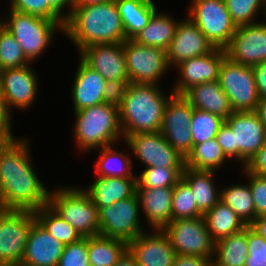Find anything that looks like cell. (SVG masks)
<instances>
[{
  "mask_svg": "<svg viewBox=\"0 0 266 266\" xmlns=\"http://www.w3.org/2000/svg\"><path fill=\"white\" fill-rule=\"evenodd\" d=\"M21 138L0 154V209L34 212L48 205L50 190L32 167L29 140Z\"/></svg>",
  "mask_w": 266,
  "mask_h": 266,
  "instance_id": "6da1fadb",
  "label": "cell"
},
{
  "mask_svg": "<svg viewBox=\"0 0 266 266\" xmlns=\"http://www.w3.org/2000/svg\"><path fill=\"white\" fill-rule=\"evenodd\" d=\"M63 34L71 39L79 52L89 45L123 43L127 40L115 0L94 5H74L65 20Z\"/></svg>",
  "mask_w": 266,
  "mask_h": 266,
  "instance_id": "7a4b0ae2",
  "label": "cell"
},
{
  "mask_svg": "<svg viewBox=\"0 0 266 266\" xmlns=\"http://www.w3.org/2000/svg\"><path fill=\"white\" fill-rule=\"evenodd\" d=\"M173 91L165 96L155 84L129 83L119 106V120L124 139L138 133L160 132L163 115Z\"/></svg>",
  "mask_w": 266,
  "mask_h": 266,
  "instance_id": "3957f363",
  "label": "cell"
},
{
  "mask_svg": "<svg viewBox=\"0 0 266 266\" xmlns=\"http://www.w3.org/2000/svg\"><path fill=\"white\" fill-rule=\"evenodd\" d=\"M76 122L74 138L80 151L89 152L102 147L118 144L124 139L120 120L119 107L102 103L74 112Z\"/></svg>",
  "mask_w": 266,
  "mask_h": 266,
  "instance_id": "277c9868",
  "label": "cell"
},
{
  "mask_svg": "<svg viewBox=\"0 0 266 266\" xmlns=\"http://www.w3.org/2000/svg\"><path fill=\"white\" fill-rule=\"evenodd\" d=\"M48 205L82 237L99 235V210L81 187H60L50 191Z\"/></svg>",
  "mask_w": 266,
  "mask_h": 266,
  "instance_id": "5b68a950",
  "label": "cell"
},
{
  "mask_svg": "<svg viewBox=\"0 0 266 266\" xmlns=\"http://www.w3.org/2000/svg\"><path fill=\"white\" fill-rule=\"evenodd\" d=\"M9 10V16L4 18L2 25L15 37L30 63L46 51L57 30L63 32L54 20Z\"/></svg>",
  "mask_w": 266,
  "mask_h": 266,
  "instance_id": "8992f818",
  "label": "cell"
},
{
  "mask_svg": "<svg viewBox=\"0 0 266 266\" xmlns=\"http://www.w3.org/2000/svg\"><path fill=\"white\" fill-rule=\"evenodd\" d=\"M218 81L234 112L256 110L260 97L252 66L225 57L219 68Z\"/></svg>",
  "mask_w": 266,
  "mask_h": 266,
  "instance_id": "52a82bcc",
  "label": "cell"
},
{
  "mask_svg": "<svg viewBox=\"0 0 266 266\" xmlns=\"http://www.w3.org/2000/svg\"><path fill=\"white\" fill-rule=\"evenodd\" d=\"M188 16L215 48L224 49L237 29L224 0H192Z\"/></svg>",
  "mask_w": 266,
  "mask_h": 266,
  "instance_id": "ba28073f",
  "label": "cell"
},
{
  "mask_svg": "<svg viewBox=\"0 0 266 266\" xmlns=\"http://www.w3.org/2000/svg\"><path fill=\"white\" fill-rule=\"evenodd\" d=\"M35 221L33 211L0 209V266H20Z\"/></svg>",
  "mask_w": 266,
  "mask_h": 266,
  "instance_id": "9c48e42d",
  "label": "cell"
},
{
  "mask_svg": "<svg viewBox=\"0 0 266 266\" xmlns=\"http://www.w3.org/2000/svg\"><path fill=\"white\" fill-rule=\"evenodd\" d=\"M162 230L177 255L214 258L215 242L210 237L204 216L172 220Z\"/></svg>",
  "mask_w": 266,
  "mask_h": 266,
  "instance_id": "30bf717a",
  "label": "cell"
},
{
  "mask_svg": "<svg viewBox=\"0 0 266 266\" xmlns=\"http://www.w3.org/2000/svg\"><path fill=\"white\" fill-rule=\"evenodd\" d=\"M123 51L129 74V83L159 85L170 66L165 50L144 46L132 39L123 42Z\"/></svg>",
  "mask_w": 266,
  "mask_h": 266,
  "instance_id": "8fae6325",
  "label": "cell"
},
{
  "mask_svg": "<svg viewBox=\"0 0 266 266\" xmlns=\"http://www.w3.org/2000/svg\"><path fill=\"white\" fill-rule=\"evenodd\" d=\"M140 202L137 193L132 197L99 209L100 232L103 237L129 242L144 232L140 226Z\"/></svg>",
  "mask_w": 266,
  "mask_h": 266,
  "instance_id": "7c38bea8",
  "label": "cell"
},
{
  "mask_svg": "<svg viewBox=\"0 0 266 266\" xmlns=\"http://www.w3.org/2000/svg\"><path fill=\"white\" fill-rule=\"evenodd\" d=\"M225 123L233 131V158L244 167L266 142V130L255 111L233 112Z\"/></svg>",
  "mask_w": 266,
  "mask_h": 266,
  "instance_id": "4fadbf2b",
  "label": "cell"
},
{
  "mask_svg": "<svg viewBox=\"0 0 266 266\" xmlns=\"http://www.w3.org/2000/svg\"><path fill=\"white\" fill-rule=\"evenodd\" d=\"M193 107L180 94H173L166 105L160 133L166 141L184 158L193 147L190 125Z\"/></svg>",
  "mask_w": 266,
  "mask_h": 266,
  "instance_id": "5bb4252c",
  "label": "cell"
},
{
  "mask_svg": "<svg viewBox=\"0 0 266 266\" xmlns=\"http://www.w3.org/2000/svg\"><path fill=\"white\" fill-rule=\"evenodd\" d=\"M131 152L145 168H185V158L181 156L160 132L128 135L125 139Z\"/></svg>",
  "mask_w": 266,
  "mask_h": 266,
  "instance_id": "9a60e30c",
  "label": "cell"
},
{
  "mask_svg": "<svg viewBox=\"0 0 266 266\" xmlns=\"http://www.w3.org/2000/svg\"><path fill=\"white\" fill-rule=\"evenodd\" d=\"M31 64L3 70L1 76L4 110L12 118V108H30L38 97V76Z\"/></svg>",
  "mask_w": 266,
  "mask_h": 266,
  "instance_id": "2e32d148",
  "label": "cell"
},
{
  "mask_svg": "<svg viewBox=\"0 0 266 266\" xmlns=\"http://www.w3.org/2000/svg\"><path fill=\"white\" fill-rule=\"evenodd\" d=\"M226 57L236 63L254 66L266 61V22L238 26L229 44Z\"/></svg>",
  "mask_w": 266,
  "mask_h": 266,
  "instance_id": "e0dca14e",
  "label": "cell"
},
{
  "mask_svg": "<svg viewBox=\"0 0 266 266\" xmlns=\"http://www.w3.org/2000/svg\"><path fill=\"white\" fill-rule=\"evenodd\" d=\"M226 57L225 50L215 48L212 52L180 62L175 67L180 74L173 89L174 94L183 95L187 90L205 82L218 80L219 68Z\"/></svg>",
  "mask_w": 266,
  "mask_h": 266,
  "instance_id": "ac0fdd59",
  "label": "cell"
},
{
  "mask_svg": "<svg viewBox=\"0 0 266 266\" xmlns=\"http://www.w3.org/2000/svg\"><path fill=\"white\" fill-rule=\"evenodd\" d=\"M215 49L213 44L189 18L181 19L175 29L174 37L166 51L170 67L193 57L202 56Z\"/></svg>",
  "mask_w": 266,
  "mask_h": 266,
  "instance_id": "d6986e66",
  "label": "cell"
},
{
  "mask_svg": "<svg viewBox=\"0 0 266 266\" xmlns=\"http://www.w3.org/2000/svg\"><path fill=\"white\" fill-rule=\"evenodd\" d=\"M88 66L107 80H129L123 43L89 45L80 51Z\"/></svg>",
  "mask_w": 266,
  "mask_h": 266,
  "instance_id": "ffe728a7",
  "label": "cell"
},
{
  "mask_svg": "<svg viewBox=\"0 0 266 266\" xmlns=\"http://www.w3.org/2000/svg\"><path fill=\"white\" fill-rule=\"evenodd\" d=\"M127 250L138 266H173L177 255L162 229L141 233L127 243Z\"/></svg>",
  "mask_w": 266,
  "mask_h": 266,
  "instance_id": "44dd1931",
  "label": "cell"
},
{
  "mask_svg": "<svg viewBox=\"0 0 266 266\" xmlns=\"http://www.w3.org/2000/svg\"><path fill=\"white\" fill-rule=\"evenodd\" d=\"M64 245L36 220L30 228L20 266H57Z\"/></svg>",
  "mask_w": 266,
  "mask_h": 266,
  "instance_id": "7402d4cb",
  "label": "cell"
},
{
  "mask_svg": "<svg viewBox=\"0 0 266 266\" xmlns=\"http://www.w3.org/2000/svg\"><path fill=\"white\" fill-rule=\"evenodd\" d=\"M72 84L70 92L74 112L104 103L106 80L81 58Z\"/></svg>",
  "mask_w": 266,
  "mask_h": 266,
  "instance_id": "603a6c76",
  "label": "cell"
},
{
  "mask_svg": "<svg viewBox=\"0 0 266 266\" xmlns=\"http://www.w3.org/2000/svg\"><path fill=\"white\" fill-rule=\"evenodd\" d=\"M141 211L146 217L149 227L163 229L172 221L173 188H142L136 184Z\"/></svg>",
  "mask_w": 266,
  "mask_h": 266,
  "instance_id": "cb8c5ba5",
  "label": "cell"
},
{
  "mask_svg": "<svg viewBox=\"0 0 266 266\" xmlns=\"http://www.w3.org/2000/svg\"><path fill=\"white\" fill-rule=\"evenodd\" d=\"M137 177H101L84 190L89 194L94 205L105 208L115 202L132 197L136 193Z\"/></svg>",
  "mask_w": 266,
  "mask_h": 266,
  "instance_id": "d4e9b609",
  "label": "cell"
},
{
  "mask_svg": "<svg viewBox=\"0 0 266 266\" xmlns=\"http://www.w3.org/2000/svg\"><path fill=\"white\" fill-rule=\"evenodd\" d=\"M183 96L194 109L216 114L224 120L234 112L229 98L222 90L218 80L195 85L187 90Z\"/></svg>",
  "mask_w": 266,
  "mask_h": 266,
  "instance_id": "484cf974",
  "label": "cell"
},
{
  "mask_svg": "<svg viewBox=\"0 0 266 266\" xmlns=\"http://www.w3.org/2000/svg\"><path fill=\"white\" fill-rule=\"evenodd\" d=\"M211 170L184 168L182 179L189 185L198 209L205 214L220 201V188L216 189L214 173ZM214 179V180H213ZM218 190V191H217Z\"/></svg>",
  "mask_w": 266,
  "mask_h": 266,
  "instance_id": "4316f807",
  "label": "cell"
},
{
  "mask_svg": "<svg viewBox=\"0 0 266 266\" xmlns=\"http://www.w3.org/2000/svg\"><path fill=\"white\" fill-rule=\"evenodd\" d=\"M179 21L168 13L155 12L149 23L132 38L140 45L168 50Z\"/></svg>",
  "mask_w": 266,
  "mask_h": 266,
  "instance_id": "83f0119b",
  "label": "cell"
},
{
  "mask_svg": "<svg viewBox=\"0 0 266 266\" xmlns=\"http://www.w3.org/2000/svg\"><path fill=\"white\" fill-rule=\"evenodd\" d=\"M126 33V39L135 37L157 11L153 0H115Z\"/></svg>",
  "mask_w": 266,
  "mask_h": 266,
  "instance_id": "f1b7e54d",
  "label": "cell"
},
{
  "mask_svg": "<svg viewBox=\"0 0 266 266\" xmlns=\"http://www.w3.org/2000/svg\"><path fill=\"white\" fill-rule=\"evenodd\" d=\"M207 229L214 242L242 231L247 225L221 200L204 215Z\"/></svg>",
  "mask_w": 266,
  "mask_h": 266,
  "instance_id": "f546056e",
  "label": "cell"
},
{
  "mask_svg": "<svg viewBox=\"0 0 266 266\" xmlns=\"http://www.w3.org/2000/svg\"><path fill=\"white\" fill-rule=\"evenodd\" d=\"M213 266H244L248 256L246 227L215 242Z\"/></svg>",
  "mask_w": 266,
  "mask_h": 266,
  "instance_id": "4dcf8cb0",
  "label": "cell"
},
{
  "mask_svg": "<svg viewBox=\"0 0 266 266\" xmlns=\"http://www.w3.org/2000/svg\"><path fill=\"white\" fill-rule=\"evenodd\" d=\"M90 265L114 266L127 251V242L101 235L87 237Z\"/></svg>",
  "mask_w": 266,
  "mask_h": 266,
  "instance_id": "1f68e13d",
  "label": "cell"
},
{
  "mask_svg": "<svg viewBox=\"0 0 266 266\" xmlns=\"http://www.w3.org/2000/svg\"><path fill=\"white\" fill-rule=\"evenodd\" d=\"M227 159L229 160L217 139L212 138L192 147L191 152L185 158V168L217 171Z\"/></svg>",
  "mask_w": 266,
  "mask_h": 266,
  "instance_id": "d6a6232c",
  "label": "cell"
},
{
  "mask_svg": "<svg viewBox=\"0 0 266 266\" xmlns=\"http://www.w3.org/2000/svg\"><path fill=\"white\" fill-rule=\"evenodd\" d=\"M101 151L95 164V174L101 177H137L132 173L133 162L129 155L116 149L113 145L99 148Z\"/></svg>",
  "mask_w": 266,
  "mask_h": 266,
  "instance_id": "836d02e7",
  "label": "cell"
},
{
  "mask_svg": "<svg viewBox=\"0 0 266 266\" xmlns=\"http://www.w3.org/2000/svg\"><path fill=\"white\" fill-rule=\"evenodd\" d=\"M247 183L224 187L220 190V200L249 225L255 219V209L250 185Z\"/></svg>",
  "mask_w": 266,
  "mask_h": 266,
  "instance_id": "e575fe53",
  "label": "cell"
},
{
  "mask_svg": "<svg viewBox=\"0 0 266 266\" xmlns=\"http://www.w3.org/2000/svg\"><path fill=\"white\" fill-rule=\"evenodd\" d=\"M34 213L36 220L44 229L64 246L83 238L73 226L62 219L49 205L43 206Z\"/></svg>",
  "mask_w": 266,
  "mask_h": 266,
  "instance_id": "d590c367",
  "label": "cell"
},
{
  "mask_svg": "<svg viewBox=\"0 0 266 266\" xmlns=\"http://www.w3.org/2000/svg\"><path fill=\"white\" fill-rule=\"evenodd\" d=\"M224 122L225 120L216 114L193 109V117L190 125L193 146L216 138L218 130Z\"/></svg>",
  "mask_w": 266,
  "mask_h": 266,
  "instance_id": "8d00e7d4",
  "label": "cell"
},
{
  "mask_svg": "<svg viewBox=\"0 0 266 266\" xmlns=\"http://www.w3.org/2000/svg\"><path fill=\"white\" fill-rule=\"evenodd\" d=\"M184 168L148 167L136 174L142 188H173L181 179Z\"/></svg>",
  "mask_w": 266,
  "mask_h": 266,
  "instance_id": "74e56055",
  "label": "cell"
},
{
  "mask_svg": "<svg viewBox=\"0 0 266 266\" xmlns=\"http://www.w3.org/2000/svg\"><path fill=\"white\" fill-rule=\"evenodd\" d=\"M203 215L198 209L191 188L181 179L173 187L172 220L196 218Z\"/></svg>",
  "mask_w": 266,
  "mask_h": 266,
  "instance_id": "f35d334b",
  "label": "cell"
},
{
  "mask_svg": "<svg viewBox=\"0 0 266 266\" xmlns=\"http://www.w3.org/2000/svg\"><path fill=\"white\" fill-rule=\"evenodd\" d=\"M0 64L3 70L32 64L23 54L15 37L3 25L0 26Z\"/></svg>",
  "mask_w": 266,
  "mask_h": 266,
  "instance_id": "ab89813d",
  "label": "cell"
},
{
  "mask_svg": "<svg viewBox=\"0 0 266 266\" xmlns=\"http://www.w3.org/2000/svg\"><path fill=\"white\" fill-rule=\"evenodd\" d=\"M224 2L237 27L255 23L257 12L261 11L259 9L266 14L264 0H224Z\"/></svg>",
  "mask_w": 266,
  "mask_h": 266,
  "instance_id": "60d3db41",
  "label": "cell"
},
{
  "mask_svg": "<svg viewBox=\"0 0 266 266\" xmlns=\"http://www.w3.org/2000/svg\"><path fill=\"white\" fill-rule=\"evenodd\" d=\"M10 3L11 10L54 20L62 28L64 27L65 22L45 4V0H11Z\"/></svg>",
  "mask_w": 266,
  "mask_h": 266,
  "instance_id": "b9f144b4",
  "label": "cell"
},
{
  "mask_svg": "<svg viewBox=\"0 0 266 266\" xmlns=\"http://www.w3.org/2000/svg\"><path fill=\"white\" fill-rule=\"evenodd\" d=\"M248 256L244 266H266V241L249 225L246 226Z\"/></svg>",
  "mask_w": 266,
  "mask_h": 266,
  "instance_id": "7bdbcfd3",
  "label": "cell"
},
{
  "mask_svg": "<svg viewBox=\"0 0 266 266\" xmlns=\"http://www.w3.org/2000/svg\"><path fill=\"white\" fill-rule=\"evenodd\" d=\"M87 237L75 243L64 246L57 266H87L89 265Z\"/></svg>",
  "mask_w": 266,
  "mask_h": 266,
  "instance_id": "ee69618b",
  "label": "cell"
},
{
  "mask_svg": "<svg viewBox=\"0 0 266 266\" xmlns=\"http://www.w3.org/2000/svg\"><path fill=\"white\" fill-rule=\"evenodd\" d=\"M244 174L247 175V181H249L250 189L252 192L255 218L257 216L266 214V176L257 175L249 172L243 167Z\"/></svg>",
  "mask_w": 266,
  "mask_h": 266,
  "instance_id": "f6af8a7d",
  "label": "cell"
},
{
  "mask_svg": "<svg viewBox=\"0 0 266 266\" xmlns=\"http://www.w3.org/2000/svg\"><path fill=\"white\" fill-rule=\"evenodd\" d=\"M128 84L129 80H107L104 87V102L119 107Z\"/></svg>",
  "mask_w": 266,
  "mask_h": 266,
  "instance_id": "bcb514c9",
  "label": "cell"
},
{
  "mask_svg": "<svg viewBox=\"0 0 266 266\" xmlns=\"http://www.w3.org/2000/svg\"><path fill=\"white\" fill-rule=\"evenodd\" d=\"M218 144L223 149L225 155L230 159L233 158V131L224 122L216 135Z\"/></svg>",
  "mask_w": 266,
  "mask_h": 266,
  "instance_id": "7dc6e473",
  "label": "cell"
},
{
  "mask_svg": "<svg viewBox=\"0 0 266 266\" xmlns=\"http://www.w3.org/2000/svg\"><path fill=\"white\" fill-rule=\"evenodd\" d=\"M244 167L249 172L266 176V142Z\"/></svg>",
  "mask_w": 266,
  "mask_h": 266,
  "instance_id": "c3c4849f",
  "label": "cell"
},
{
  "mask_svg": "<svg viewBox=\"0 0 266 266\" xmlns=\"http://www.w3.org/2000/svg\"><path fill=\"white\" fill-rule=\"evenodd\" d=\"M260 100L266 99V61L252 66Z\"/></svg>",
  "mask_w": 266,
  "mask_h": 266,
  "instance_id": "681fc988",
  "label": "cell"
},
{
  "mask_svg": "<svg viewBox=\"0 0 266 266\" xmlns=\"http://www.w3.org/2000/svg\"><path fill=\"white\" fill-rule=\"evenodd\" d=\"M212 260L191 255H176L173 266H213Z\"/></svg>",
  "mask_w": 266,
  "mask_h": 266,
  "instance_id": "f907efd6",
  "label": "cell"
},
{
  "mask_svg": "<svg viewBox=\"0 0 266 266\" xmlns=\"http://www.w3.org/2000/svg\"><path fill=\"white\" fill-rule=\"evenodd\" d=\"M47 4L64 22L67 16L71 13L75 5V0H45ZM70 8L68 11H64V8ZM64 11V12H63Z\"/></svg>",
  "mask_w": 266,
  "mask_h": 266,
  "instance_id": "816d5d0a",
  "label": "cell"
},
{
  "mask_svg": "<svg viewBox=\"0 0 266 266\" xmlns=\"http://www.w3.org/2000/svg\"><path fill=\"white\" fill-rule=\"evenodd\" d=\"M249 226L266 241V214L257 216Z\"/></svg>",
  "mask_w": 266,
  "mask_h": 266,
  "instance_id": "f5cc1de1",
  "label": "cell"
},
{
  "mask_svg": "<svg viewBox=\"0 0 266 266\" xmlns=\"http://www.w3.org/2000/svg\"><path fill=\"white\" fill-rule=\"evenodd\" d=\"M12 120L4 110V105H0V131H12Z\"/></svg>",
  "mask_w": 266,
  "mask_h": 266,
  "instance_id": "db71d44e",
  "label": "cell"
},
{
  "mask_svg": "<svg viewBox=\"0 0 266 266\" xmlns=\"http://www.w3.org/2000/svg\"><path fill=\"white\" fill-rule=\"evenodd\" d=\"M114 266H138L135 258L127 250Z\"/></svg>",
  "mask_w": 266,
  "mask_h": 266,
  "instance_id": "11a10c76",
  "label": "cell"
},
{
  "mask_svg": "<svg viewBox=\"0 0 266 266\" xmlns=\"http://www.w3.org/2000/svg\"><path fill=\"white\" fill-rule=\"evenodd\" d=\"M14 138L12 131H0V154Z\"/></svg>",
  "mask_w": 266,
  "mask_h": 266,
  "instance_id": "9f6ffc18",
  "label": "cell"
},
{
  "mask_svg": "<svg viewBox=\"0 0 266 266\" xmlns=\"http://www.w3.org/2000/svg\"><path fill=\"white\" fill-rule=\"evenodd\" d=\"M255 112L258 114L260 121L262 122L266 130V99L259 101Z\"/></svg>",
  "mask_w": 266,
  "mask_h": 266,
  "instance_id": "6f0895ef",
  "label": "cell"
},
{
  "mask_svg": "<svg viewBox=\"0 0 266 266\" xmlns=\"http://www.w3.org/2000/svg\"><path fill=\"white\" fill-rule=\"evenodd\" d=\"M111 0H75V5H94L99 3H105Z\"/></svg>",
  "mask_w": 266,
  "mask_h": 266,
  "instance_id": "680465c9",
  "label": "cell"
},
{
  "mask_svg": "<svg viewBox=\"0 0 266 266\" xmlns=\"http://www.w3.org/2000/svg\"><path fill=\"white\" fill-rule=\"evenodd\" d=\"M0 105H4L3 94H2V86L0 80Z\"/></svg>",
  "mask_w": 266,
  "mask_h": 266,
  "instance_id": "91938a15",
  "label": "cell"
},
{
  "mask_svg": "<svg viewBox=\"0 0 266 266\" xmlns=\"http://www.w3.org/2000/svg\"><path fill=\"white\" fill-rule=\"evenodd\" d=\"M2 72H3V68H2V66L0 64V80H1Z\"/></svg>",
  "mask_w": 266,
  "mask_h": 266,
  "instance_id": "94428289",
  "label": "cell"
}]
</instances>
